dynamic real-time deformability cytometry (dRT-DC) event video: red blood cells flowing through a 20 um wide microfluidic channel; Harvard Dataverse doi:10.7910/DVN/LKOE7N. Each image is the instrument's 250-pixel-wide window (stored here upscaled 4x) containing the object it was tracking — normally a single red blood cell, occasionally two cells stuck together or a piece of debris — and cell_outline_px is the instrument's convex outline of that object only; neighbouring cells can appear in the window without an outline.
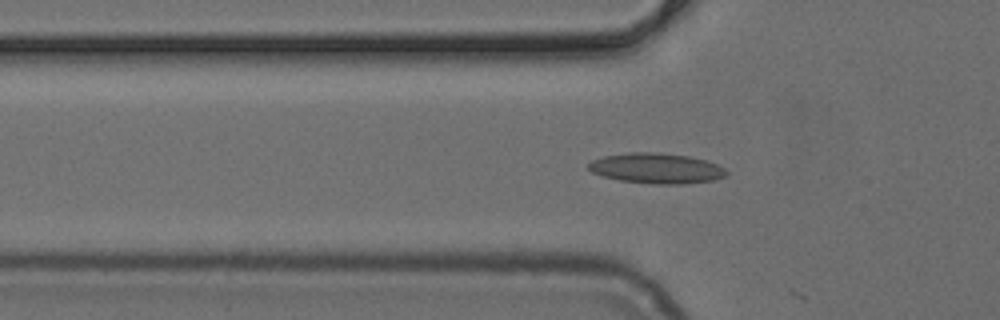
{"species": "common noctule bat (a hibernating species)", "species_latin": "Nyctalus noctula", "temperature_condition": "cold", "stored_images_in_passage": 18, "camera_frame_rate_fps": 3000, "um_per_image_px": 0.085, "animal": {"sex": "female", "body_mass_g": 24.6, "forearm_length_mm": 56.2}, "frame": {"image": 1, "passage_image": 17, "time_ms": 5.333, "image_size_px": [1000, 320], "cell_outline_px": [[728, 172], [724, 176], [716, 180], [684, 184], [652, 184], [620, 180], [600, 176], [592, 172], [588, 168], [588, 164], [592, 160], [604, 156], [628, 152], [660, 152], [688, 156], [704, 160], [716, 164], [724, 168]], "centroid_in_image_um": [55.78, 14.31], "position_along_channel_um": 70.0, "area_um2": 24.51}}